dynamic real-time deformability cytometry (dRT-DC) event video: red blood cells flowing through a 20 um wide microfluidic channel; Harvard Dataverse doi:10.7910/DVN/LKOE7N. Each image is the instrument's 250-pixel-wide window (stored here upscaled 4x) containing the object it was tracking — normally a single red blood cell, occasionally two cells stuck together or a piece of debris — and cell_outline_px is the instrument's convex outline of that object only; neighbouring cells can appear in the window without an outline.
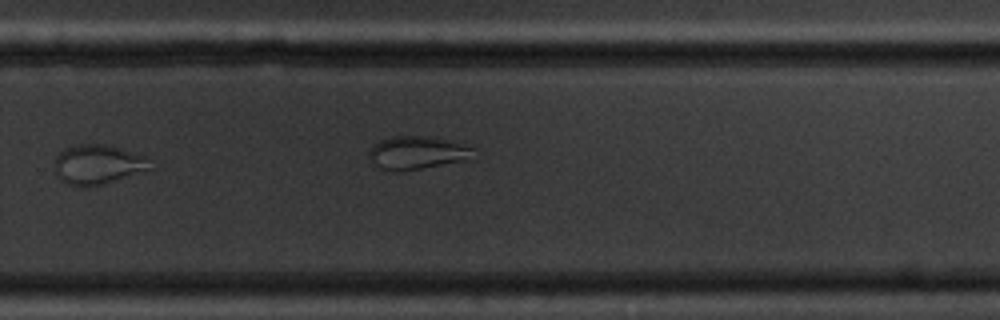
{"species": "common noctule bat (a hibernating species)", "species_latin": "Nyctalus noctula", "temperature_condition": "cold", "stored_images_in_passage": 15, "camera_frame_rate_fps": 3000, "um_per_image_px": 0.085, "animal": {"sex": "male", "body_mass_g": 20.1, "forearm_length_mm": 53.5}, "frame": {"image": 1, "passage_image": 11, "time_ms": 12.667, "image_size_px": [1000, 320], "cell_outline_px": [[152, 168], [144, 172], [100, 184], [68, 184], [60, 180], [56, 172], [56, 156], [60, 152], [76, 144], [104, 144], [120, 148], [144, 156]], "centroid_in_image_um": [8.33, 13.95], "position_along_channel_um": 321.5, "area_um2": 21.27}, "authors_computed_cell_mechanics": {"area_um2": 24.2182, "velocity_mm_per_s": 3.5538, "shape_relaxation_time_tau1_ms": null, "shape_relaxation_time_tau2_ms": 1.2682, "deformation_change_tau1": null, "deformation_change_tau2": 0.0644}}